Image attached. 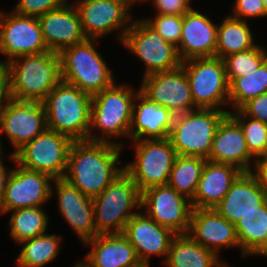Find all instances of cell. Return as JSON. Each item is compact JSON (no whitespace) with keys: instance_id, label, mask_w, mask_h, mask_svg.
I'll list each match as a JSON object with an SVG mask.
<instances>
[{"instance_id":"obj_1","label":"cell","mask_w":267,"mask_h":267,"mask_svg":"<svg viewBox=\"0 0 267 267\" xmlns=\"http://www.w3.org/2000/svg\"><path fill=\"white\" fill-rule=\"evenodd\" d=\"M121 148L112 143L73 141L63 178L93 199L124 171V167L116 166Z\"/></svg>"},{"instance_id":"obj_2","label":"cell","mask_w":267,"mask_h":267,"mask_svg":"<svg viewBox=\"0 0 267 267\" xmlns=\"http://www.w3.org/2000/svg\"><path fill=\"white\" fill-rule=\"evenodd\" d=\"M0 75L12 99L42 103L62 81L61 60L59 54L51 51L23 55L6 63Z\"/></svg>"},{"instance_id":"obj_3","label":"cell","mask_w":267,"mask_h":267,"mask_svg":"<svg viewBox=\"0 0 267 267\" xmlns=\"http://www.w3.org/2000/svg\"><path fill=\"white\" fill-rule=\"evenodd\" d=\"M47 129L68 136L73 141L88 140L92 96L61 81L42 102Z\"/></svg>"},{"instance_id":"obj_4","label":"cell","mask_w":267,"mask_h":267,"mask_svg":"<svg viewBox=\"0 0 267 267\" xmlns=\"http://www.w3.org/2000/svg\"><path fill=\"white\" fill-rule=\"evenodd\" d=\"M128 87V85L118 86L115 83L102 92L92 96L91 105V124L88 135L89 141L112 143L122 147L118 142L110 141L109 137H129L132 121V111L135 98L140 92ZM95 127L101 131L102 138L91 133ZM108 137V138H107Z\"/></svg>"},{"instance_id":"obj_5","label":"cell","mask_w":267,"mask_h":267,"mask_svg":"<svg viewBox=\"0 0 267 267\" xmlns=\"http://www.w3.org/2000/svg\"><path fill=\"white\" fill-rule=\"evenodd\" d=\"M98 39H89L59 53L62 81L93 96L112 86L114 74L95 49Z\"/></svg>"},{"instance_id":"obj_6","label":"cell","mask_w":267,"mask_h":267,"mask_svg":"<svg viewBox=\"0 0 267 267\" xmlns=\"http://www.w3.org/2000/svg\"><path fill=\"white\" fill-rule=\"evenodd\" d=\"M142 192L132 178L123 171L98 196L92 199L96 235L123 233L128 220L141 207ZM113 229V230H112Z\"/></svg>"},{"instance_id":"obj_7","label":"cell","mask_w":267,"mask_h":267,"mask_svg":"<svg viewBox=\"0 0 267 267\" xmlns=\"http://www.w3.org/2000/svg\"><path fill=\"white\" fill-rule=\"evenodd\" d=\"M230 111L202 109L175 115L169 139L177 155L207 159L212 141L222 119Z\"/></svg>"},{"instance_id":"obj_8","label":"cell","mask_w":267,"mask_h":267,"mask_svg":"<svg viewBox=\"0 0 267 267\" xmlns=\"http://www.w3.org/2000/svg\"><path fill=\"white\" fill-rule=\"evenodd\" d=\"M181 66L185 69L196 109L223 110L220 106L229 104V83L223 59L192 58L183 61Z\"/></svg>"},{"instance_id":"obj_9","label":"cell","mask_w":267,"mask_h":267,"mask_svg":"<svg viewBox=\"0 0 267 267\" xmlns=\"http://www.w3.org/2000/svg\"><path fill=\"white\" fill-rule=\"evenodd\" d=\"M72 143L68 136L46 129L9 158L25 169L59 179L65 175Z\"/></svg>"},{"instance_id":"obj_10","label":"cell","mask_w":267,"mask_h":267,"mask_svg":"<svg viewBox=\"0 0 267 267\" xmlns=\"http://www.w3.org/2000/svg\"><path fill=\"white\" fill-rule=\"evenodd\" d=\"M133 141L136 159L125 165L124 171L139 190L168 184L177 157L170 139Z\"/></svg>"},{"instance_id":"obj_11","label":"cell","mask_w":267,"mask_h":267,"mask_svg":"<svg viewBox=\"0 0 267 267\" xmlns=\"http://www.w3.org/2000/svg\"><path fill=\"white\" fill-rule=\"evenodd\" d=\"M122 43L146 64L144 76L174 70L182 64L177 47L166 42L145 19L131 22Z\"/></svg>"},{"instance_id":"obj_12","label":"cell","mask_w":267,"mask_h":267,"mask_svg":"<svg viewBox=\"0 0 267 267\" xmlns=\"http://www.w3.org/2000/svg\"><path fill=\"white\" fill-rule=\"evenodd\" d=\"M46 51L49 50L37 17L0 12V53L7 56L0 61V69L16 57Z\"/></svg>"},{"instance_id":"obj_13","label":"cell","mask_w":267,"mask_h":267,"mask_svg":"<svg viewBox=\"0 0 267 267\" xmlns=\"http://www.w3.org/2000/svg\"><path fill=\"white\" fill-rule=\"evenodd\" d=\"M141 207L157 224L175 234H187L192 212L191 201L169 184L153 186L142 192Z\"/></svg>"},{"instance_id":"obj_14","label":"cell","mask_w":267,"mask_h":267,"mask_svg":"<svg viewBox=\"0 0 267 267\" xmlns=\"http://www.w3.org/2000/svg\"><path fill=\"white\" fill-rule=\"evenodd\" d=\"M140 92L150 101L166 107L174 115L195 110L189 81L182 66L143 76Z\"/></svg>"},{"instance_id":"obj_15","label":"cell","mask_w":267,"mask_h":267,"mask_svg":"<svg viewBox=\"0 0 267 267\" xmlns=\"http://www.w3.org/2000/svg\"><path fill=\"white\" fill-rule=\"evenodd\" d=\"M51 180L54 179L48 174L28 170L20 165L11 169L0 212L4 214L26 207L43 206L42 203L48 201L54 192Z\"/></svg>"},{"instance_id":"obj_16","label":"cell","mask_w":267,"mask_h":267,"mask_svg":"<svg viewBox=\"0 0 267 267\" xmlns=\"http://www.w3.org/2000/svg\"><path fill=\"white\" fill-rule=\"evenodd\" d=\"M46 129L47 119L43 103L17 101L12 98L6 103L0 136L5 132L15 148L13 154ZM1 143L0 141V149L3 148Z\"/></svg>"},{"instance_id":"obj_17","label":"cell","mask_w":267,"mask_h":267,"mask_svg":"<svg viewBox=\"0 0 267 267\" xmlns=\"http://www.w3.org/2000/svg\"><path fill=\"white\" fill-rule=\"evenodd\" d=\"M135 2H112V1H76L82 29L89 39H99L115 30L121 29L118 39L123 41L126 31L130 25L126 24L132 20L128 13L130 6ZM126 26V28H124ZM124 29H123V28Z\"/></svg>"},{"instance_id":"obj_18","label":"cell","mask_w":267,"mask_h":267,"mask_svg":"<svg viewBox=\"0 0 267 267\" xmlns=\"http://www.w3.org/2000/svg\"><path fill=\"white\" fill-rule=\"evenodd\" d=\"M123 234L134 247L140 263L148 265L152 254L167 259L172 239L176 235L143 213H137L128 220Z\"/></svg>"},{"instance_id":"obj_19","label":"cell","mask_w":267,"mask_h":267,"mask_svg":"<svg viewBox=\"0 0 267 267\" xmlns=\"http://www.w3.org/2000/svg\"><path fill=\"white\" fill-rule=\"evenodd\" d=\"M47 49L59 54L63 49L87 39L77 8L66 3L38 17Z\"/></svg>"},{"instance_id":"obj_20","label":"cell","mask_w":267,"mask_h":267,"mask_svg":"<svg viewBox=\"0 0 267 267\" xmlns=\"http://www.w3.org/2000/svg\"><path fill=\"white\" fill-rule=\"evenodd\" d=\"M59 212L83 243L96 236L94 206L89 198L64 178L54 179Z\"/></svg>"},{"instance_id":"obj_21","label":"cell","mask_w":267,"mask_h":267,"mask_svg":"<svg viewBox=\"0 0 267 267\" xmlns=\"http://www.w3.org/2000/svg\"><path fill=\"white\" fill-rule=\"evenodd\" d=\"M187 234L217 255L222 247H240L235 224L219 215L214 208H193Z\"/></svg>"},{"instance_id":"obj_22","label":"cell","mask_w":267,"mask_h":267,"mask_svg":"<svg viewBox=\"0 0 267 267\" xmlns=\"http://www.w3.org/2000/svg\"><path fill=\"white\" fill-rule=\"evenodd\" d=\"M249 152L240 124L228 113L219 124L208 161L234 165L243 172H251Z\"/></svg>"},{"instance_id":"obj_23","label":"cell","mask_w":267,"mask_h":267,"mask_svg":"<svg viewBox=\"0 0 267 267\" xmlns=\"http://www.w3.org/2000/svg\"><path fill=\"white\" fill-rule=\"evenodd\" d=\"M217 28L218 25L193 8L183 15L180 44L177 47L181 61L215 57Z\"/></svg>"},{"instance_id":"obj_24","label":"cell","mask_w":267,"mask_h":267,"mask_svg":"<svg viewBox=\"0 0 267 267\" xmlns=\"http://www.w3.org/2000/svg\"><path fill=\"white\" fill-rule=\"evenodd\" d=\"M136 100H139L140 103H137ZM174 118L175 115L166 107L150 101L139 92L135 98L132 111L130 139H166L171 132Z\"/></svg>"},{"instance_id":"obj_25","label":"cell","mask_w":267,"mask_h":267,"mask_svg":"<svg viewBox=\"0 0 267 267\" xmlns=\"http://www.w3.org/2000/svg\"><path fill=\"white\" fill-rule=\"evenodd\" d=\"M266 201L267 195L255 177L250 172H243L214 210L229 222L236 224L241 216L257 211Z\"/></svg>"},{"instance_id":"obj_26","label":"cell","mask_w":267,"mask_h":267,"mask_svg":"<svg viewBox=\"0 0 267 267\" xmlns=\"http://www.w3.org/2000/svg\"><path fill=\"white\" fill-rule=\"evenodd\" d=\"M242 173L234 165L206 160L194 197L190 200L192 208H214Z\"/></svg>"},{"instance_id":"obj_27","label":"cell","mask_w":267,"mask_h":267,"mask_svg":"<svg viewBox=\"0 0 267 267\" xmlns=\"http://www.w3.org/2000/svg\"><path fill=\"white\" fill-rule=\"evenodd\" d=\"M84 244L93 246L84 259L89 267H133L140 263L123 233L98 234Z\"/></svg>"},{"instance_id":"obj_28","label":"cell","mask_w":267,"mask_h":267,"mask_svg":"<svg viewBox=\"0 0 267 267\" xmlns=\"http://www.w3.org/2000/svg\"><path fill=\"white\" fill-rule=\"evenodd\" d=\"M218 256L188 234H176L164 262L167 267H225Z\"/></svg>"},{"instance_id":"obj_29","label":"cell","mask_w":267,"mask_h":267,"mask_svg":"<svg viewBox=\"0 0 267 267\" xmlns=\"http://www.w3.org/2000/svg\"><path fill=\"white\" fill-rule=\"evenodd\" d=\"M235 229L243 257L267 256V201L257 211L241 216Z\"/></svg>"},{"instance_id":"obj_30","label":"cell","mask_w":267,"mask_h":267,"mask_svg":"<svg viewBox=\"0 0 267 267\" xmlns=\"http://www.w3.org/2000/svg\"><path fill=\"white\" fill-rule=\"evenodd\" d=\"M255 46L251 29L246 20L228 16L221 25H218L215 57L223 59Z\"/></svg>"},{"instance_id":"obj_31","label":"cell","mask_w":267,"mask_h":267,"mask_svg":"<svg viewBox=\"0 0 267 267\" xmlns=\"http://www.w3.org/2000/svg\"><path fill=\"white\" fill-rule=\"evenodd\" d=\"M61 236L43 234L21 241L23 245L17 257L18 267H43L60 252Z\"/></svg>"},{"instance_id":"obj_32","label":"cell","mask_w":267,"mask_h":267,"mask_svg":"<svg viewBox=\"0 0 267 267\" xmlns=\"http://www.w3.org/2000/svg\"><path fill=\"white\" fill-rule=\"evenodd\" d=\"M206 160L199 156L177 155L168 184L191 200L194 197Z\"/></svg>"},{"instance_id":"obj_33","label":"cell","mask_w":267,"mask_h":267,"mask_svg":"<svg viewBox=\"0 0 267 267\" xmlns=\"http://www.w3.org/2000/svg\"><path fill=\"white\" fill-rule=\"evenodd\" d=\"M48 216L39 207H26L13 210L10 217V234L19 244L21 241L45 234Z\"/></svg>"},{"instance_id":"obj_34","label":"cell","mask_w":267,"mask_h":267,"mask_svg":"<svg viewBox=\"0 0 267 267\" xmlns=\"http://www.w3.org/2000/svg\"><path fill=\"white\" fill-rule=\"evenodd\" d=\"M267 92V60L248 75L235 78L229 84V104L240 109L250 99Z\"/></svg>"},{"instance_id":"obj_35","label":"cell","mask_w":267,"mask_h":267,"mask_svg":"<svg viewBox=\"0 0 267 267\" xmlns=\"http://www.w3.org/2000/svg\"><path fill=\"white\" fill-rule=\"evenodd\" d=\"M266 60V50L258 45L223 58L228 83L237 77L255 72Z\"/></svg>"},{"instance_id":"obj_36","label":"cell","mask_w":267,"mask_h":267,"mask_svg":"<svg viewBox=\"0 0 267 267\" xmlns=\"http://www.w3.org/2000/svg\"><path fill=\"white\" fill-rule=\"evenodd\" d=\"M229 114L240 124L247 148L256 158L263 151L265 146L267 139V124L254 118L250 119V117H248L241 109H237L235 113L229 112ZM247 118H249L248 122Z\"/></svg>"},{"instance_id":"obj_37","label":"cell","mask_w":267,"mask_h":267,"mask_svg":"<svg viewBox=\"0 0 267 267\" xmlns=\"http://www.w3.org/2000/svg\"><path fill=\"white\" fill-rule=\"evenodd\" d=\"M145 21L159 33L166 42L178 47L180 44L183 16L157 14L154 20L149 18Z\"/></svg>"},{"instance_id":"obj_38","label":"cell","mask_w":267,"mask_h":267,"mask_svg":"<svg viewBox=\"0 0 267 267\" xmlns=\"http://www.w3.org/2000/svg\"><path fill=\"white\" fill-rule=\"evenodd\" d=\"M14 11L20 15L40 17L48 11L62 7L67 0H18Z\"/></svg>"},{"instance_id":"obj_39","label":"cell","mask_w":267,"mask_h":267,"mask_svg":"<svg viewBox=\"0 0 267 267\" xmlns=\"http://www.w3.org/2000/svg\"><path fill=\"white\" fill-rule=\"evenodd\" d=\"M234 7L235 14L230 15L235 19L255 18L267 16L266 8L262 0H236Z\"/></svg>"},{"instance_id":"obj_40","label":"cell","mask_w":267,"mask_h":267,"mask_svg":"<svg viewBox=\"0 0 267 267\" xmlns=\"http://www.w3.org/2000/svg\"><path fill=\"white\" fill-rule=\"evenodd\" d=\"M240 109L248 117L267 124V92L250 99Z\"/></svg>"},{"instance_id":"obj_41","label":"cell","mask_w":267,"mask_h":267,"mask_svg":"<svg viewBox=\"0 0 267 267\" xmlns=\"http://www.w3.org/2000/svg\"><path fill=\"white\" fill-rule=\"evenodd\" d=\"M158 14L183 16L192 9L191 0H152Z\"/></svg>"},{"instance_id":"obj_42","label":"cell","mask_w":267,"mask_h":267,"mask_svg":"<svg viewBox=\"0 0 267 267\" xmlns=\"http://www.w3.org/2000/svg\"><path fill=\"white\" fill-rule=\"evenodd\" d=\"M255 172L251 171L250 173L257 180L260 188L267 195V160H255Z\"/></svg>"},{"instance_id":"obj_43","label":"cell","mask_w":267,"mask_h":267,"mask_svg":"<svg viewBox=\"0 0 267 267\" xmlns=\"http://www.w3.org/2000/svg\"><path fill=\"white\" fill-rule=\"evenodd\" d=\"M10 94L8 92L7 84L5 79L0 75V128L3 118L4 109L6 103L10 100ZM5 102V104H4Z\"/></svg>"},{"instance_id":"obj_44","label":"cell","mask_w":267,"mask_h":267,"mask_svg":"<svg viewBox=\"0 0 267 267\" xmlns=\"http://www.w3.org/2000/svg\"><path fill=\"white\" fill-rule=\"evenodd\" d=\"M2 153L3 150L0 149V209H1V205L4 199V195H5V186H6V181L7 178L10 174V172L7 173V169L5 168V166H3V162H2Z\"/></svg>"},{"instance_id":"obj_45","label":"cell","mask_w":267,"mask_h":267,"mask_svg":"<svg viewBox=\"0 0 267 267\" xmlns=\"http://www.w3.org/2000/svg\"><path fill=\"white\" fill-rule=\"evenodd\" d=\"M255 160H267V139L263 151L255 158Z\"/></svg>"},{"instance_id":"obj_46","label":"cell","mask_w":267,"mask_h":267,"mask_svg":"<svg viewBox=\"0 0 267 267\" xmlns=\"http://www.w3.org/2000/svg\"><path fill=\"white\" fill-rule=\"evenodd\" d=\"M78 1H99V0H78ZM104 1H112V2H134L133 0H104Z\"/></svg>"},{"instance_id":"obj_47","label":"cell","mask_w":267,"mask_h":267,"mask_svg":"<svg viewBox=\"0 0 267 267\" xmlns=\"http://www.w3.org/2000/svg\"><path fill=\"white\" fill-rule=\"evenodd\" d=\"M76 264L77 265H75L74 267H89L84 261L78 262Z\"/></svg>"},{"instance_id":"obj_48","label":"cell","mask_w":267,"mask_h":267,"mask_svg":"<svg viewBox=\"0 0 267 267\" xmlns=\"http://www.w3.org/2000/svg\"><path fill=\"white\" fill-rule=\"evenodd\" d=\"M133 267H149L148 264H144V263H139L138 265H135Z\"/></svg>"},{"instance_id":"obj_49","label":"cell","mask_w":267,"mask_h":267,"mask_svg":"<svg viewBox=\"0 0 267 267\" xmlns=\"http://www.w3.org/2000/svg\"><path fill=\"white\" fill-rule=\"evenodd\" d=\"M264 2L265 8H266V12H267V0H262Z\"/></svg>"},{"instance_id":"obj_50","label":"cell","mask_w":267,"mask_h":267,"mask_svg":"<svg viewBox=\"0 0 267 267\" xmlns=\"http://www.w3.org/2000/svg\"><path fill=\"white\" fill-rule=\"evenodd\" d=\"M135 3H137L138 1H146V0H133Z\"/></svg>"}]
</instances>
